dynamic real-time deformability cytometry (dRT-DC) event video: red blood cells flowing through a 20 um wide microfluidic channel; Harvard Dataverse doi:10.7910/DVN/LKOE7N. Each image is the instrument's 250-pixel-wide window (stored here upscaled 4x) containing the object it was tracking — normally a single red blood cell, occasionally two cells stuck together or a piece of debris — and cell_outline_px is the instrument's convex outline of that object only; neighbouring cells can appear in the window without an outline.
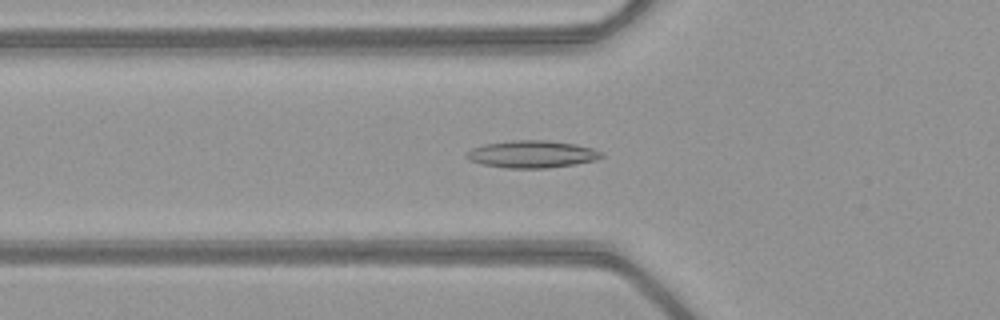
{"species": "common noctule bat (a hibernating species)", "species_latin": "Nyctalus noctula", "temperature_condition": "warm", "stored_images_in_passage": 52, "camera_frame_rate_fps": 3000, "um_per_image_px": 0.085, "animal": {"sex": "female", "body_mass_g": 21.9}, "frame": {"image": 1, "passage_image": 19, "time_ms": 6.0, "image_size_px": [1000, 320], "cell_outline_px": [[604, 156], [596, 160], [576, 164], [548, 168], [504, 168], [484, 164], [468, 160], [464, 156], [472, 148], [484, 144], [512, 140], [548, 140], [576, 144], [592, 148], [604, 152]], "centroid_in_image_um": [45.25, 13.1], "position_along_channel_um": 80.6, "area_um2": 21.62}}
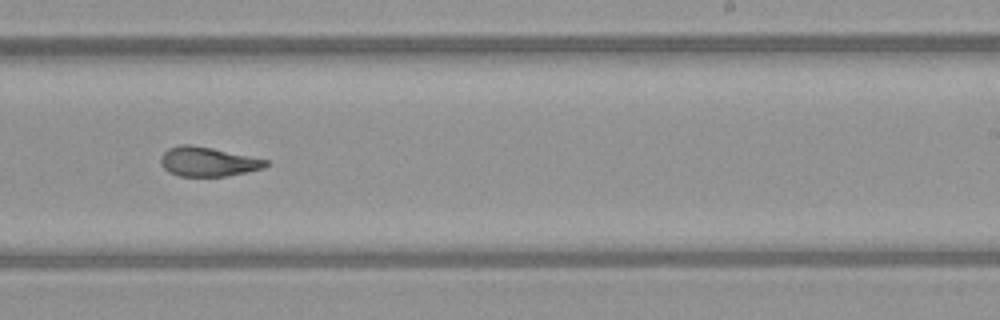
{"frame": {"image": 2, "passage_image": 33, "time_ms": 10.667, "image_size_px": [1000, 320], "cell_outline_px": [[268, 164], [264, 168], [248, 172], [228, 176], [180, 176], [168, 172], [160, 164], [160, 156], [168, 148], [180, 144], [192, 144], [212, 148], [268, 160]], "centroid_in_image_um": [17.64, 13.74], "position_along_channel_um": 271.4, "area_um2": 18.09}}
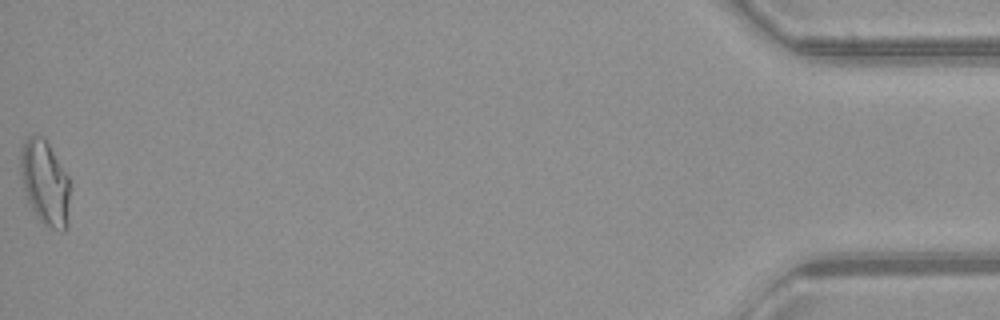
{"frame": {"image": 3, "passage_image": 52, "time_ms": 17.0, "image_size_px": [1000, 320], "cell_outline_px": [[72, 188], [68, 228], [64, 232], [60, 232], [44, 224], [36, 216], [28, 200], [24, 188], [20, 172], [20, 148], [28, 136], [40, 136], [48, 144], [68, 176]], "centroid_in_image_um": [3.88, 15.6], "position_along_channel_um": 431.3, "area_um2": 24.8}, "authors_computed_cell_mechanics": {"area_um2": 19.6809, "velocity_mm_per_s": 4.0614, "shape_relaxation_time_tau1_ms": null, "shape_relaxation_time_tau2_ms": 2.3561, "deformation_change_tau1": null, "deformation_change_tau2": 0.1016}}